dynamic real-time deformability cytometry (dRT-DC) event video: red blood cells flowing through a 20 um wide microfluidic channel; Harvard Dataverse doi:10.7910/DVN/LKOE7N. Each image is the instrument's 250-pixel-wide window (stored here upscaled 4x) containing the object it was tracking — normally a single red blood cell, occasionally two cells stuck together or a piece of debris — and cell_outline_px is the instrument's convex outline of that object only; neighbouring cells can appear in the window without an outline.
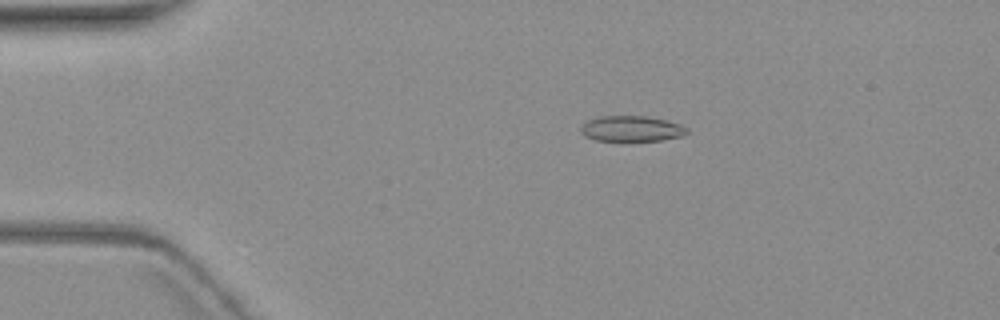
{"species": "common noctule bat (a hibernating species)", "species_latin": "Nyctalus noctula", "temperature_condition": "warm", "stored_images_in_passage": 6, "camera_frame_rate_fps": 3000, "um_per_image_px": 0.085, "animal": {"sex": "female", "body_mass_g": 19.3, "forearm_length_mm": 54.1}, "frame": {"image": 1, "passage_image": 4, "time_ms": 3.667, "image_size_px": [1000, 320], "cell_outline_px": [[688, 132], [684, 136], [660, 140], [596, 140], [584, 136], [580, 132], [580, 128], [588, 120], [600, 116], [644, 116], [664, 120], [680, 124], [688, 128]], "centroid_in_image_um": [53.68, 10.93], "position_along_channel_um": 31.3, "area_um2": 15.66}}